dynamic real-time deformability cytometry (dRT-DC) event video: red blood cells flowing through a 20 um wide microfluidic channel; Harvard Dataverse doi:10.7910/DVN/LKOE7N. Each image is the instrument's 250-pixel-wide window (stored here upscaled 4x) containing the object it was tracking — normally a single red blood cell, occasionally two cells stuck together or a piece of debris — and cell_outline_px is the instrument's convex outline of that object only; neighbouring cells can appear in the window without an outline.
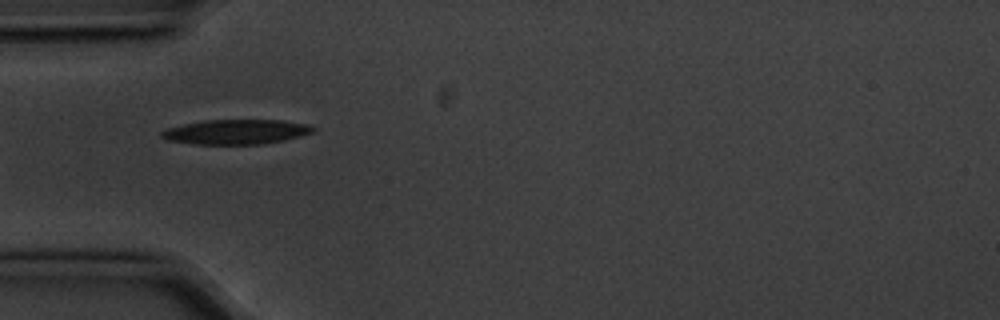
{"species": "common noctule bat (a hibernating species)", "species_latin": "Nyctalus noctula", "temperature_condition": "cold", "stored_images_in_passage": 5, "camera_frame_rate_fps": 3000, "um_per_image_px": 0.085, "animal": {"sex": "male", "body_mass_g": 20.1, "forearm_length_mm": 53.5}, "frame": {"image": 1, "passage_image": 5, "time_ms": 1.333, "image_size_px": [1000, 320], "cell_outline_px": [[316, 128], [312, 132], [300, 136], [284, 140], [260, 144], [192, 144], [168, 140], [160, 136], [160, 132], [168, 128], [184, 124], [204, 120], [284, 120], [308, 124]], "centroid_in_image_um": [20.07, 11.2], "position_along_channel_um": 64.9, "area_um2": 21.79}}